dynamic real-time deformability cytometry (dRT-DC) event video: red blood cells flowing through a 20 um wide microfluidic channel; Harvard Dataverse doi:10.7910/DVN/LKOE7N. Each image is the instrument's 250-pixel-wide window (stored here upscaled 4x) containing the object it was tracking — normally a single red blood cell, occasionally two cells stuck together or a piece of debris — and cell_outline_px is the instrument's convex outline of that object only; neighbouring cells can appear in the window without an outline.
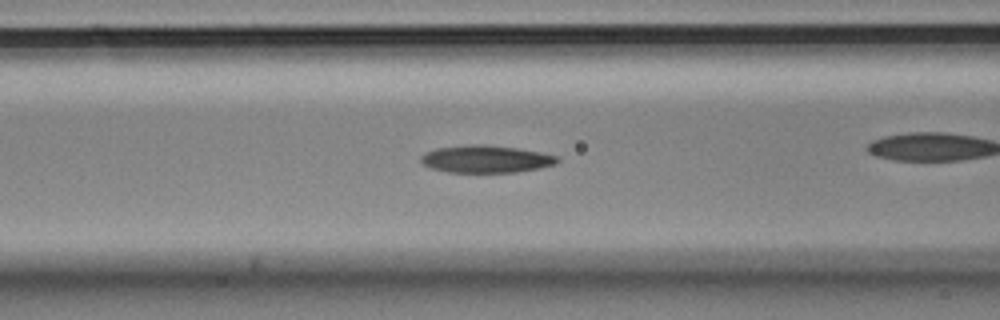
{"species": "Egyptian fruit bat (a non-hibernating species)", "species_latin": "Rousettus aegyptiacus", "temperature_condition": "cold", "stored_images_in_passage": 33, "camera_frame_rate_fps": 3000, "um_per_image_px": 0.085, "animal": {"sex": "male"}, "frame": {"image": 1, "passage_image": 10, "time_ms": 3.0, "image_size_px": [1000, 320], "cell_outline_px": [[560, 160], [556, 164], [540, 168], [516, 172], [448, 172], [428, 168], [420, 160], [420, 156], [424, 152], [436, 148], [476, 144], [516, 148], [540, 152], [560, 156]], "centroid_in_image_um": [41.3, 13.53], "position_along_channel_um": 125.3, "area_um2": 21.79}}